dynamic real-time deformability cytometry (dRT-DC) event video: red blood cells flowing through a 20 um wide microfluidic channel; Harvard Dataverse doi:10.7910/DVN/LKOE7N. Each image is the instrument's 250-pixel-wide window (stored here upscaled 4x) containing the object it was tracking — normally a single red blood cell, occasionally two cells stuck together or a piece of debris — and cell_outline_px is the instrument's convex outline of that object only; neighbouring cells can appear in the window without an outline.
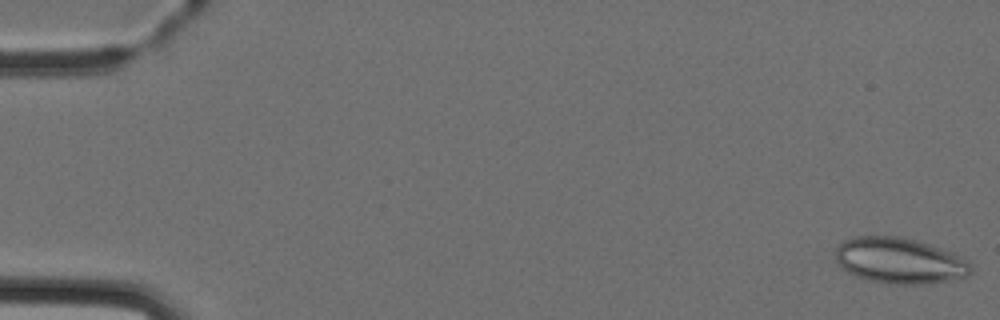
{"species": "Egyptian fruit bat (a non-hibernating species)", "species_latin": "Rousettus aegyptiacus", "temperature_condition": "cold", "stored_images_in_passage": 5, "camera_frame_rate_fps": 3000, "um_per_image_px": 0.085, "animal": {"sex": "female"}, "frame": {"image": 1, "passage_image": 1, "time_ms": 0.0, "image_size_px": [1000, 320], "cell_outline_px": [[972, 268], [968, 276], [952, 280], [932, 284], [892, 284], [872, 280], [856, 276], [840, 268], [836, 260], [836, 248], [844, 240], [852, 236], [896, 236], [928, 244], [956, 252], [968, 260], [972, 264]], "centroid_in_image_um": [76.5, 22.16], "position_along_channel_um": 8.5, "area_um2": 36.47}}